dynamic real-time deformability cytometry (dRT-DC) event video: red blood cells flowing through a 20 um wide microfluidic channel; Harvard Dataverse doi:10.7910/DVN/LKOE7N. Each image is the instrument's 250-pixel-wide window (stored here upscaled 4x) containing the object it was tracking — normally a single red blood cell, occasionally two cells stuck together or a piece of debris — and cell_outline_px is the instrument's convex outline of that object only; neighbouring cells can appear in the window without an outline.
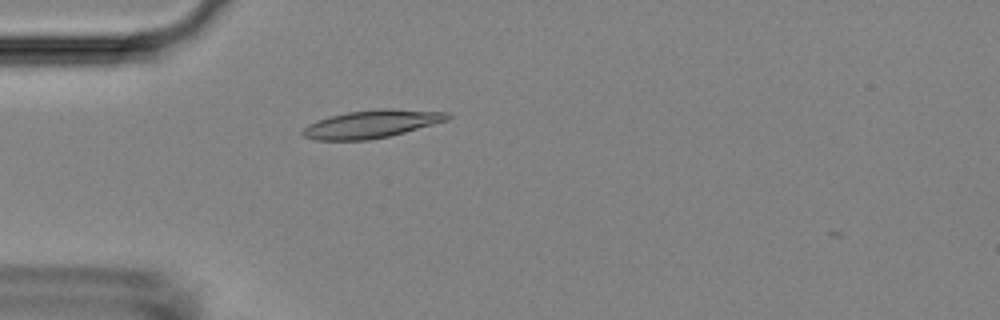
{"species": "Egyptian fruit bat (a non-hibernating species)", "species_latin": "Rousettus aegyptiacus", "temperature_condition": "room temperature", "stored_images_in_passage": 38, "camera_frame_rate_fps": 3000, "um_per_image_px": 0.085, "animal": {"sex": "female"}, "frame": {"image": 1, "passage_image": 1, "time_ms": 0.0, "image_size_px": [1000, 320], "cell_outline_px": [[452, 116], [448, 120], [404, 132], [388, 136], [368, 140], [316, 140], [304, 136], [300, 132], [308, 124], [332, 116], [348, 112], [380, 108], [392, 108], [448, 112]], "centroid_in_image_um": [31.62, 10.53], "position_along_channel_um": 53.4, "area_um2": 23.35}}
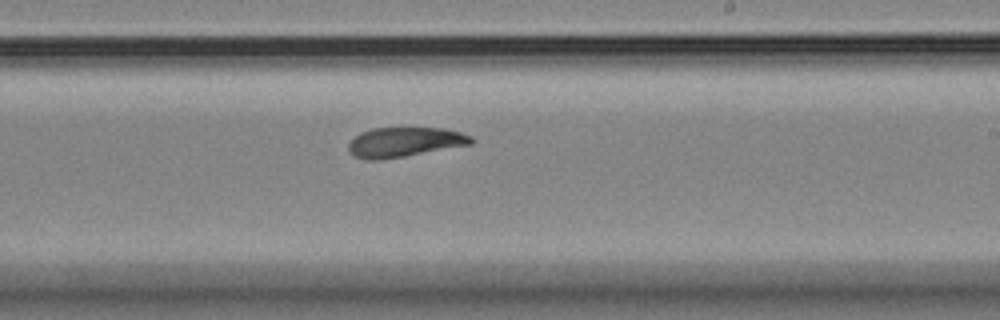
{"frame": {"image": 2, "passage_image": 18, "time_ms": 5.667, "image_size_px": [1000, 320], "cell_outline_px": [[476, 140], [472, 144], [404, 156], [380, 160], [364, 160], [352, 156], [348, 152], [348, 144], [360, 132], [372, 128], [444, 128], [460, 132], [472, 136]], "centroid_in_image_um": [34.37, 12.08], "position_along_channel_um": 254.6, "area_um2": 21.39}}
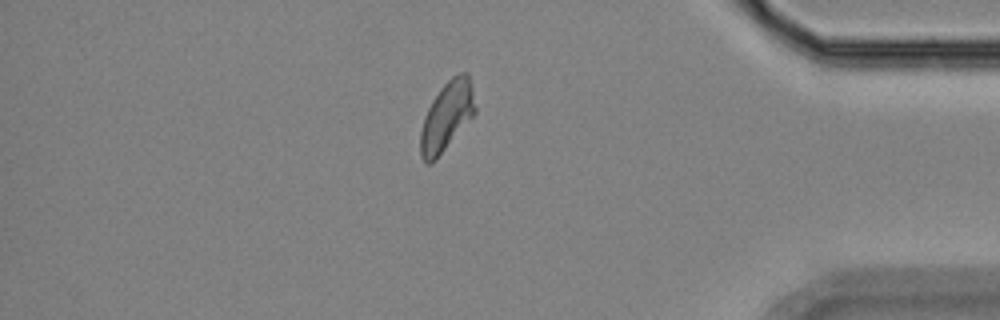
{"frame": {"image": 3, "passage_image": 32, "time_ms": 10.333, "image_size_px": [1000, 320], "cell_outline_px": [[476, 112], [436, 160], [428, 164], [420, 156], [420, 132], [424, 116], [432, 100], [440, 88], [452, 76], [460, 72], [468, 72], [472, 88], [476, 108]], "centroid_in_image_um": [37.97, 9.87], "position_along_channel_um": 397.2, "area_um2": 21.96}}